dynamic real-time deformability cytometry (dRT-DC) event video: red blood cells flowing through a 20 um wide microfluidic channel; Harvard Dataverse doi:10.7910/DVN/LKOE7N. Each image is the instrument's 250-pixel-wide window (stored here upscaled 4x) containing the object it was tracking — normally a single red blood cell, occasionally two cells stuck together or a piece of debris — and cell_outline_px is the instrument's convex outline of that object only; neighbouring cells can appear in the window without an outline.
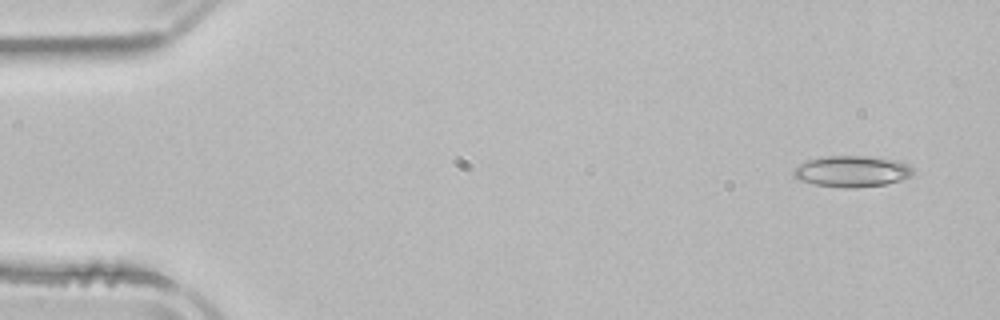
{"species": "common noctule bat (a hibernating species)", "species_latin": "Nyctalus noctula", "temperature_condition": "room temperature", "stored_images_in_passage": 5, "segment_of_instrument_passage": [2, 2], "camera_frame_rate_fps": 3000, "um_per_image_px": 0.085, "animal": {"sex": "male", "body_mass_g": 21.5, "forearm_length_mm": 52.0}, "frame": {"image": 1, "passage_image": 5, "time_ms": 4.667, "image_size_px": [1000, 320], "cell_outline_px": [[912, 176], [888, 184], [856, 188], [844, 188], [812, 184], [796, 180], [792, 176], [792, 168], [808, 160], [820, 156], [868, 156], [896, 160], [908, 164], [912, 168]], "centroid_in_image_um": [72.35, 14.57], "position_along_channel_um": 12.6, "area_um2": 22.14}}